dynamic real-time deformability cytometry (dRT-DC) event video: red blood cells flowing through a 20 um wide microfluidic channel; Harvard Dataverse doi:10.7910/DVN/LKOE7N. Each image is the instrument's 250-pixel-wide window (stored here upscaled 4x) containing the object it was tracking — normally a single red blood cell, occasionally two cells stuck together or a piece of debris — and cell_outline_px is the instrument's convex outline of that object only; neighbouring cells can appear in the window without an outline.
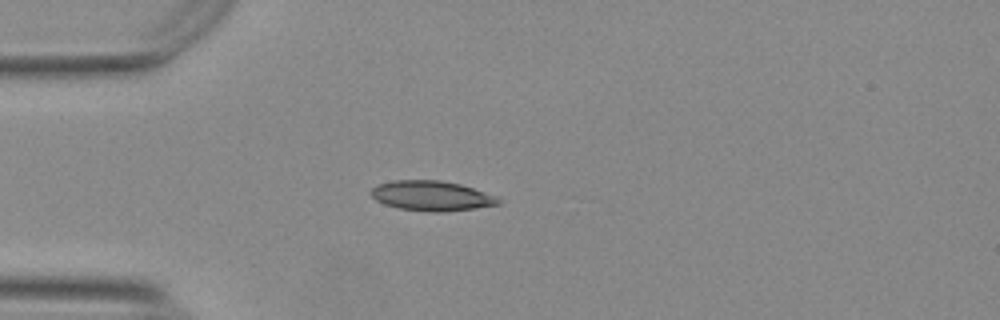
{"species": "Egyptian fruit bat (a non-hibernating species)", "species_latin": "Rousettus aegyptiacus", "temperature_condition": "warm", "stored_images_in_passage": 7, "camera_frame_rate_fps": 3000, "um_per_image_px": 0.085, "animal": {"sex": "female"}, "frame": {"image": 1, "passage_image": 1, "time_ms": 0.0, "image_size_px": [1000, 320], "cell_outline_px": [[500, 204], [476, 208], [440, 212], [432, 212], [400, 208], [384, 204], [376, 200], [372, 196], [372, 188], [376, 184], [392, 180], [440, 180], [460, 184], [496, 196], [500, 200]], "centroid_in_image_um": [36.67, 16.64], "position_along_channel_um": 48.3, "area_um2": 22.08}}
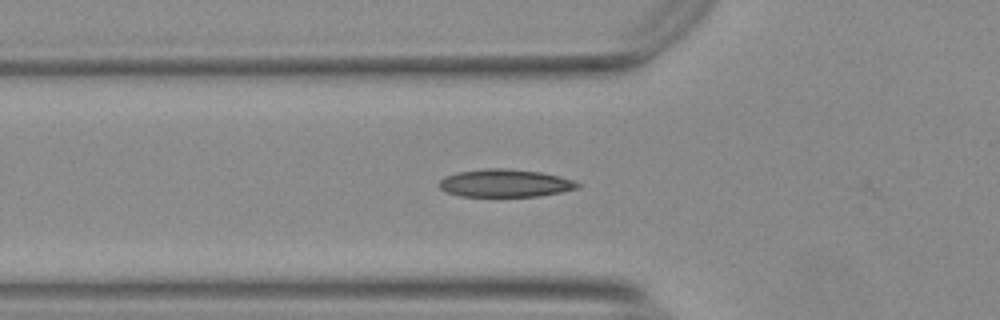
{"frame": {"image": 2, "passage_image": 5, "time_ms": 1.333, "image_size_px": [1000, 320], "cell_outline_px": [[580, 188], [540, 196], [460, 196], [448, 192], [440, 188], [440, 180], [444, 176], [456, 172], [484, 168], [508, 168], [540, 172], [560, 176], [572, 180], [580, 184]], "centroid_in_image_um": [42.93, 15.56], "position_along_channel_um": 82.9, "area_um2": 22.43}}